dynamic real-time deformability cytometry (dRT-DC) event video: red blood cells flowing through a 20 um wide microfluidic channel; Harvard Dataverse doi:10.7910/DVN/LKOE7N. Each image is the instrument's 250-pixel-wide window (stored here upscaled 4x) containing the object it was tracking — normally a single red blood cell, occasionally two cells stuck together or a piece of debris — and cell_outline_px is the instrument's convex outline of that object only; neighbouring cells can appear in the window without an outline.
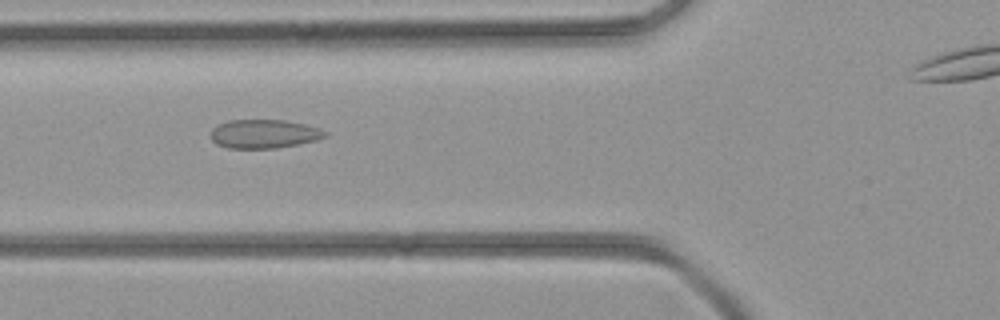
{"species": "common noctule bat (a hibernating species)", "species_latin": "Nyctalus noctula", "temperature_condition": "room temperature", "stored_images_in_passage": 31, "camera_frame_rate_fps": 3000, "um_per_image_px": 0.085, "animal": {"sex": "female", "body_mass_g": 21.9}, "frame": {"image": 1, "passage_image": 9, "time_ms": 2.667, "image_size_px": [1000, 320], "cell_outline_px": [[328, 136], [316, 140], [300, 144], [276, 148], [228, 148], [216, 144], [208, 136], [212, 128], [228, 120], [284, 120], [304, 124], [320, 128], [328, 132]], "centroid_in_image_um": [22.44, 11.38], "position_along_channel_um": 103.4, "area_um2": 19.36}}
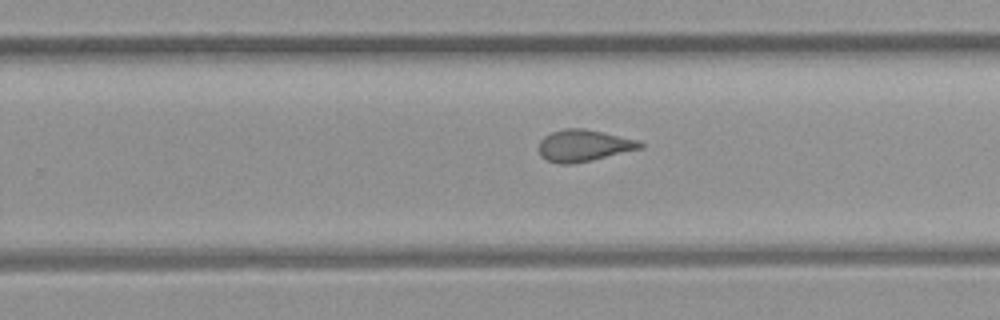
{"frame": {"image": 2, "passage_image": 20, "time_ms": 6.333, "image_size_px": [1000, 320], "cell_outline_px": [[644, 148], [592, 160], [572, 164], [560, 164], [548, 160], [540, 156], [540, 140], [544, 136], [552, 132], [564, 128], [584, 128], [636, 140], [644, 144]], "centroid_in_image_um": [49.61, 12.38], "position_along_channel_um": 280.2, "area_um2": 18.61}}
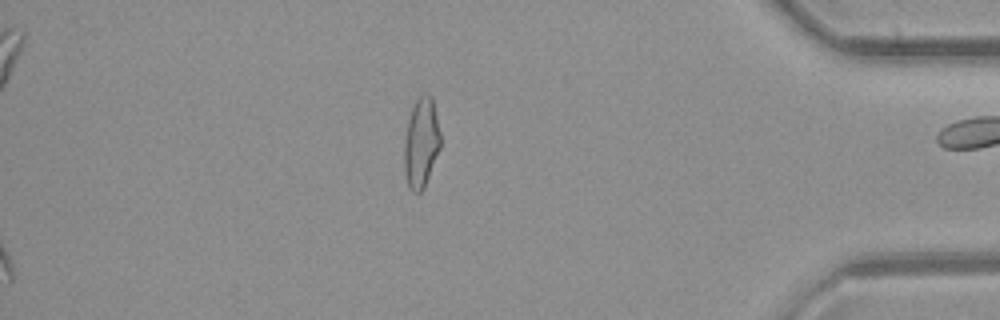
{"frame": {"image": 3, "passage_image": 30, "time_ms": 9.667, "image_size_px": [1000, 320], "cell_outline_px": [[440, 148], [424, 188], [420, 192], [412, 192], [408, 188], [404, 172], [404, 140], [408, 120], [412, 108], [416, 100], [424, 92], [428, 92], [432, 96], [440, 132]], "centroid_in_image_um": [35.79, 12.14], "position_along_channel_um": 399.4, "area_um2": 19.13}}